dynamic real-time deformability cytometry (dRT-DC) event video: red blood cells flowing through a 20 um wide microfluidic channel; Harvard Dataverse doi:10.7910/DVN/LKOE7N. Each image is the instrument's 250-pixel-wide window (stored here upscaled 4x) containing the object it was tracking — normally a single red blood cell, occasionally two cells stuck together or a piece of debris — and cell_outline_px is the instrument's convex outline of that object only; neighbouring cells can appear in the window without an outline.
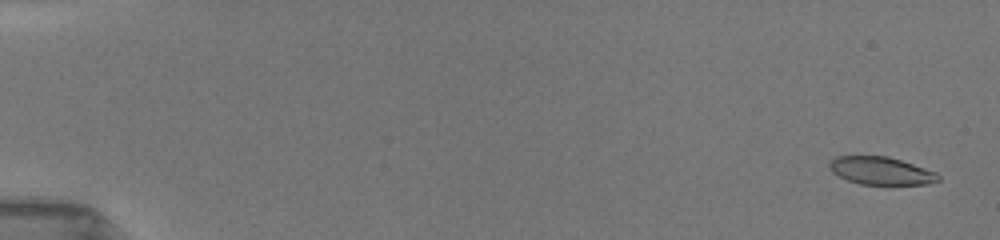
{"species": "common noctule bat (a hibernating species)", "species_latin": "Nyctalus noctula", "temperature_condition": "room temperature", "stored_images_in_passage": 72, "camera_frame_rate_fps": 3000, "um_per_image_px": 0.085, "animal": {"sex": "female", "body_mass_g": 19.5, "forearm_length_mm": 54.1}, "frame": {"image": 1, "passage_image": 3, "time_ms": 0.333, "image_size_px": [1000, 240], "cell_outline_px": [[940, 180], [928, 184], [860, 184], [848, 180], [832, 172], [828, 168], [828, 164], [836, 156], [888, 156], [936, 172], [940, 176]], "centroid_in_image_um": [74.87, 14.51], "position_along_channel_um": 10.1, "area_um2": 17.46}}
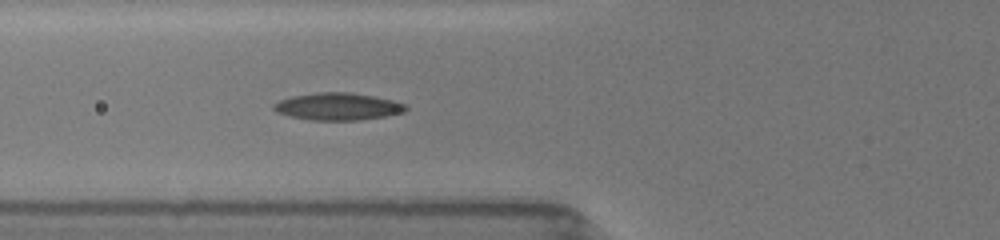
{"frame": {"image": 2, "passage_image": 42, "time_ms": 6.667, "image_size_px": [1000, 240], "cell_outline_px": [[408, 108], [404, 112], [388, 116], [360, 120], [308, 120], [276, 112], [272, 108], [272, 104], [280, 100], [292, 96], [316, 92], [348, 92], [372, 96], [392, 100], [408, 104]], "centroid_in_image_um": [28.73, 9.05], "position_along_channel_um": 97.1, "area_um2": 21.1}}
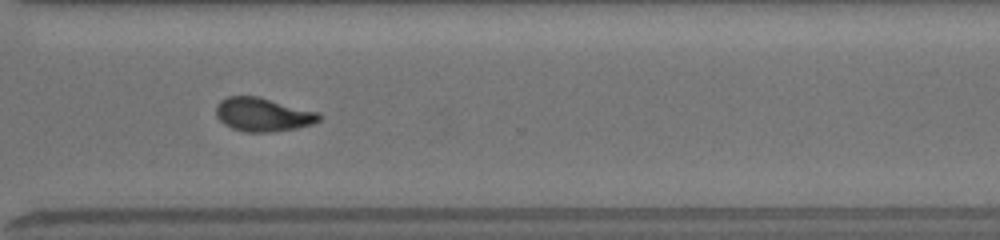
{"frame": {"image": 3, "passage_image": 71, "time_ms": 13.0, "image_size_px": [1000, 240], "cell_outline_px": [[320, 120], [312, 124], [296, 128], [272, 132], [248, 132], [232, 128], [224, 124], [216, 116], [216, 104], [220, 100], [228, 96], [256, 96], [320, 112]], "centroid_in_image_um": [22.34, 9.73], "position_along_channel_um": 348.3, "area_um2": 20.17}}